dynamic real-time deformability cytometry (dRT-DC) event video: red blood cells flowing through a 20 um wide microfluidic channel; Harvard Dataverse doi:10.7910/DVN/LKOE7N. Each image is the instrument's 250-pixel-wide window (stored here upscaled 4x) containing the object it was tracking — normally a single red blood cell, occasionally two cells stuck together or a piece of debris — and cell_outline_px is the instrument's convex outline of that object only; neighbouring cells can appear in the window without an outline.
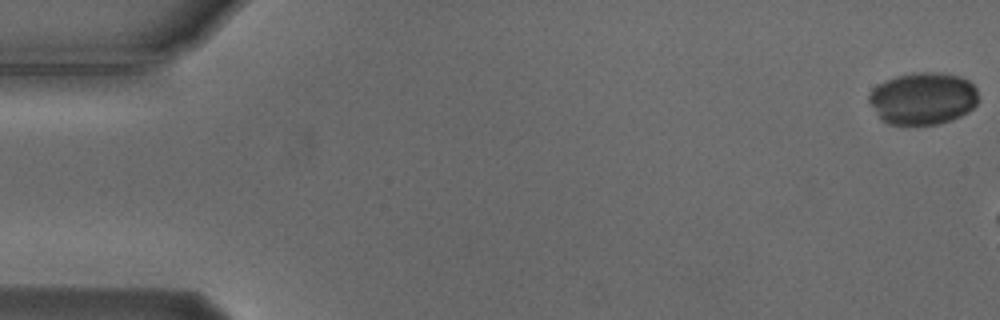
{"species": "Egyptian fruit bat (a non-hibernating species)", "species_latin": "Rousettus aegyptiacus", "temperature_condition": "cold", "stored_images_in_passage": 7, "camera_frame_rate_fps": 3000, "um_per_image_px": 0.085, "animal": {"sex": "male"}, "frame": {"image": 1, "passage_image": 1, "time_ms": 0.0, "image_size_px": [1000, 320], "cell_outline_px": [[976, 104], [968, 112], [952, 120], [936, 124], [888, 124], [880, 116], [868, 100], [868, 96], [880, 84], [896, 76], [912, 72], [940, 72], [960, 76], [968, 80], [976, 88]], "centroid_in_image_um": [78.48, 8.35], "position_along_channel_um": 6.5, "area_um2": 32.83}}